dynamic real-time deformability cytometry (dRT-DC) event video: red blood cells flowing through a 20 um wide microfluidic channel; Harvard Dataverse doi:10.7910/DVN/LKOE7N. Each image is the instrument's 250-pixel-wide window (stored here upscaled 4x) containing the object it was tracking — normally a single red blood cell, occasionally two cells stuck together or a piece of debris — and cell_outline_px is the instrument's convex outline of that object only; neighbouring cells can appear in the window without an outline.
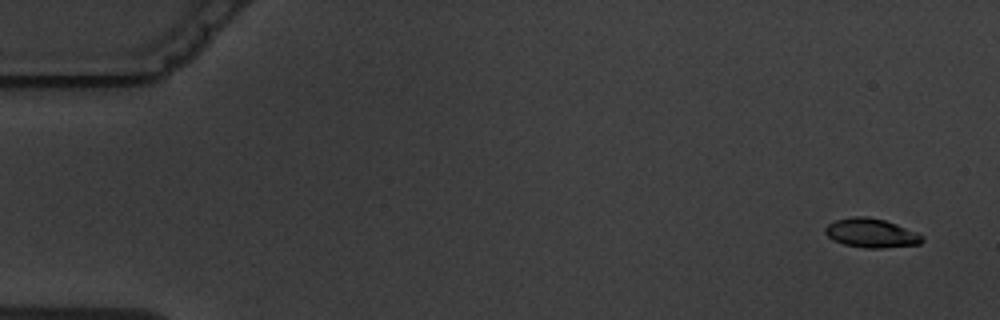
{"species": "common noctule bat (a hibernating species)", "species_latin": "Nyctalus noctula", "temperature_condition": "warm", "stored_images_in_passage": 5, "camera_frame_rate_fps": 3000, "um_per_image_px": 0.085, "animal": {"sex": "male", "body_mass_g": 19.5, "forearm_length_mm": 54.6}, "frame": {"image": 1, "passage_image": 1, "time_ms": 0.0, "image_size_px": [1000, 320], "cell_outline_px": [[924, 240], [920, 244], [880, 248], [864, 248], [844, 244], [832, 240], [824, 232], [824, 228], [828, 224], [836, 220], [852, 216], [868, 216], [884, 220], [896, 224], [916, 232], [924, 236]], "centroid_in_image_um": [74.04, 19.81], "position_along_channel_um": 11.0, "area_um2": 16.47}}
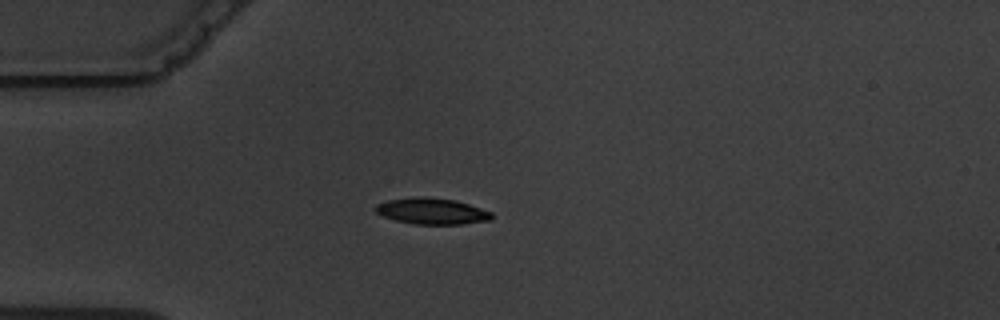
{"frame": {"image": 2, "passage_image": 5, "time_ms": 4.333, "image_size_px": [1000, 320], "cell_outline_px": [[492, 220], [460, 224], [412, 224], [396, 220], [384, 216], [376, 212], [372, 208], [376, 204], [388, 200], [416, 196], [424, 196], [456, 200], [492, 212]], "centroid_in_image_um": [36.68, 17.94], "position_along_channel_um": 48.3, "area_um2": 17.8}}